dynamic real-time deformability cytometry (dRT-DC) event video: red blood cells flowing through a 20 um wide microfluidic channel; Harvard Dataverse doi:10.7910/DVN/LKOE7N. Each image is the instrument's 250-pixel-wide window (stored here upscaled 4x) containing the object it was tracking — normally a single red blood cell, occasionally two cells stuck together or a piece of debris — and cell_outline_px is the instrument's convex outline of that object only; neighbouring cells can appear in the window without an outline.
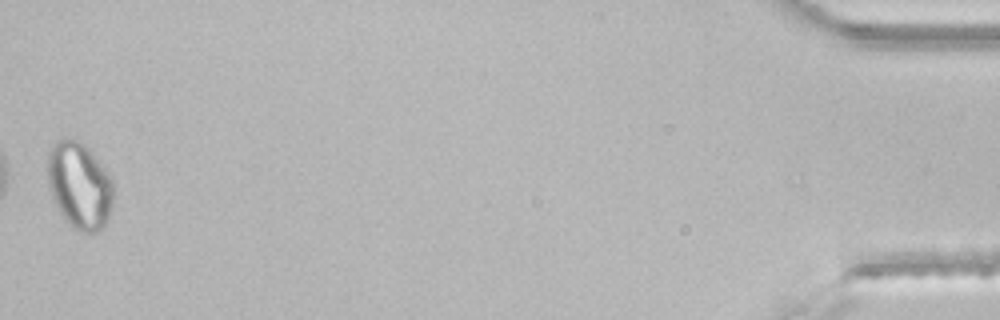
{"species": "common noctule bat (a hibernating species)", "species_latin": "Nyctalus noctula", "temperature_condition": "room temperature", "stored_images_in_passage": 33, "segment_of_instrument_passage": [2, 2], "camera_frame_rate_fps": 3000, "um_per_image_px": 0.085, "animal": {"sex": "male", "body_mass_g": 21.5, "forearm_length_mm": 52.0}, "frame": {"image": 1, "passage_image": 33, "time_ms": 10.667, "image_size_px": [1000, 320], "cell_outline_px": [[116, 196], [112, 208], [104, 228], [100, 232], [80, 232], [60, 212], [52, 196], [48, 184], [48, 152], [52, 144], [60, 136], [68, 136], [80, 140], [92, 152], [108, 172], [112, 180]], "centroid_in_image_um": [6.79, 15.71], "position_along_channel_um": 428.4, "area_um2": 33.87}}